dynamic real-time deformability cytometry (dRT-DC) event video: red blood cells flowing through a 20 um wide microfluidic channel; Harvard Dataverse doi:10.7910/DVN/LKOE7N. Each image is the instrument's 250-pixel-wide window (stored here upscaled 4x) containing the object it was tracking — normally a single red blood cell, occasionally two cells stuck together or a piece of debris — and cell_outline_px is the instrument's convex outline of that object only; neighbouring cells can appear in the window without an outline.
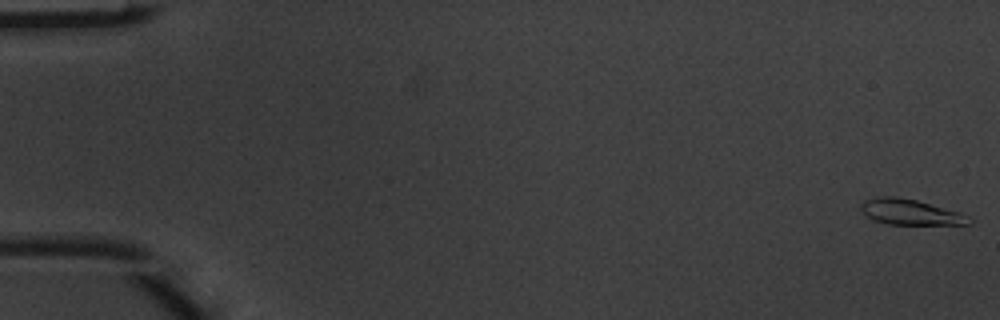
{"species": "common noctule bat (a hibernating species)", "species_latin": "Nyctalus noctula", "temperature_condition": "warm", "stored_images_in_passage": 5, "camera_frame_rate_fps": 3000, "um_per_image_px": 0.085, "animal": {"sex": "male", "body_mass_g": 20.1, "forearm_length_mm": 53.5}, "frame": {"image": 1, "passage_image": 1, "time_ms": 0.0, "image_size_px": [1000, 320], "cell_outline_px": [[972, 224], [888, 224], [872, 220], [860, 208], [860, 204], [864, 200], [880, 196], [896, 196], [916, 200], [960, 212], [968, 216], [972, 220]], "centroid_in_image_um": [77.37, 18.02], "position_along_channel_um": 7.6, "area_um2": 16.01}}